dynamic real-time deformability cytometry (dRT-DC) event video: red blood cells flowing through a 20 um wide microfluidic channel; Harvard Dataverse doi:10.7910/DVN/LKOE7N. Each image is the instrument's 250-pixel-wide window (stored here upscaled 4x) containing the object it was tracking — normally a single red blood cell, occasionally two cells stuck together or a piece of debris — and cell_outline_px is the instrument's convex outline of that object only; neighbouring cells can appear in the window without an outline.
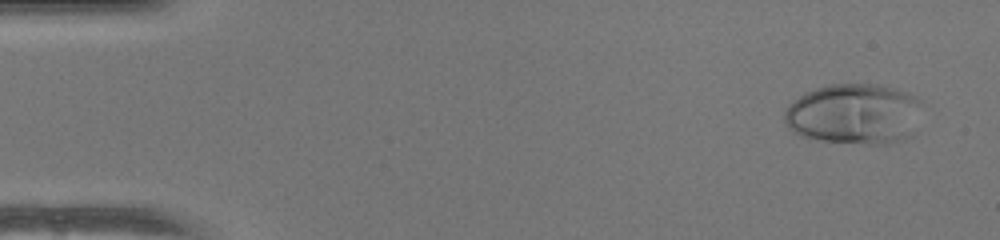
{"species": "human", "species_latin": "Homo sapiens", "temperature_condition": "warm", "stored_images_in_passage": 51, "camera_frame_rate_fps": 3000, "um_per_image_px": 0.085, "donor": {"sex": "female"}, "frame": {"image": 1, "passage_image": 3, "time_ms": 0.667, "image_size_px": [1000, 240], "cell_outline_px": [[920, 100], [900, 140], [888, 144], [872, 144], [824, 140], [804, 136], [796, 132], [784, 120], [784, 112], [800, 96], [816, 88], [828, 84], [876, 84], [908, 92]], "centroid_in_image_um": [72.48, 9.65], "position_along_channel_um": 12.5, "area_um2": 46.24}}
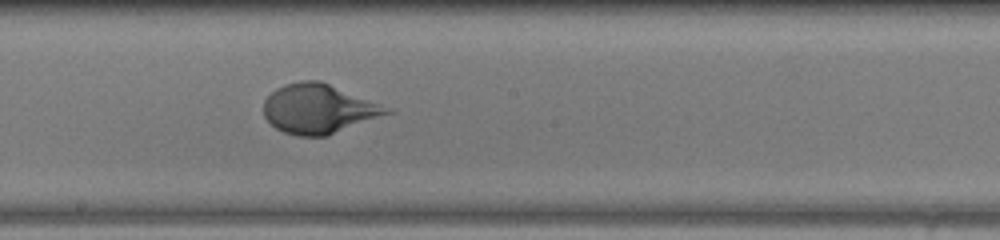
{"frame": {"image": 2, "passage_image": 28, "time_ms": 9.0, "image_size_px": [1000, 240], "cell_outline_px": [[396, 112], [328, 136], [296, 136], [284, 132], [276, 128], [264, 116], [264, 100], [276, 88], [284, 84], [300, 80], [320, 80], [396, 108]], "centroid_in_image_um": [27.19, 9.24], "position_along_channel_um": 221.0, "area_um2": 36.3}}
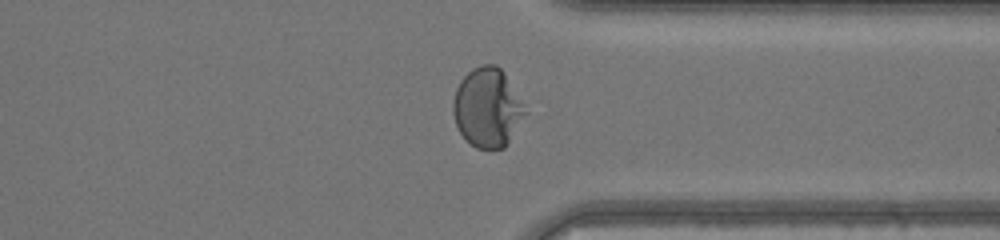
{"frame": {"image": 3, "passage_image": 39, "time_ms": 12.667, "image_size_px": [1000, 240], "cell_outline_px": [[528, 112], [504, 148], [476, 148], [460, 132], [456, 124], [452, 112], [452, 100], [456, 88], [460, 80], [472, 68], [480, 64], [496, 64], [504, 72], [524, 104]], "centroid_in_image_um": [41.43, 9.11], "position_along_channel_um": 370.0, "area_um2": 33.23}, "authors_computed_cell_mechanics": {"area_um2": 36.125, "velocity_mm_per_s": 4.085, "shape_relaxation_time_tau1_ms": 5.3502, "shape_relaxation_time_tau2_ms": null, "deformation_change_tau1": 0.3422, "deformation_change_tau2": null}}